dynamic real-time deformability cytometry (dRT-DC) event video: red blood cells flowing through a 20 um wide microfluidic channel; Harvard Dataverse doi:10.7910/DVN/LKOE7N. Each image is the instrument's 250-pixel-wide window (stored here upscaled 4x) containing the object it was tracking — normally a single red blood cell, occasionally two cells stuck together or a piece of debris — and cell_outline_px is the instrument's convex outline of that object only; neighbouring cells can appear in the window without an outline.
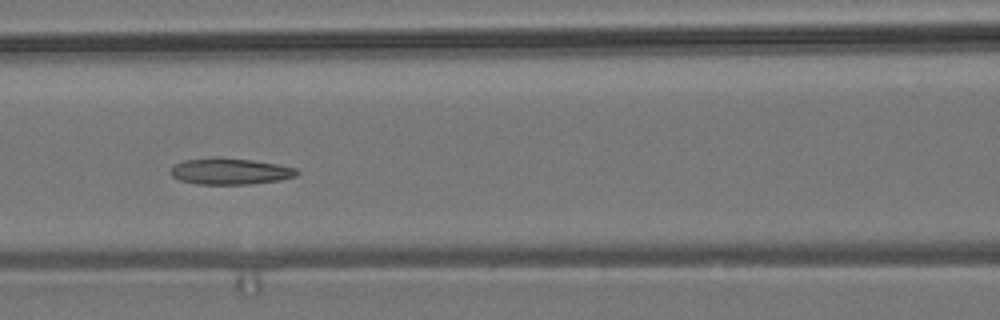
{"species": "common noctule bat (a hibernating species)", "species_latin": "Nyctalus noctula", "temperature_condition": "room temperature", "stored_images_in_passage": 8, "camera_frame_rate_fps": 3000, "um_per_image_px": 0.085, "animal": {"sex": "male", "body_mass_g": 19.2, "forearm_length_mm": 51.8}, "frame": {"image": 1, "passage_image": 7, "time_ms": 7.333, "image_size_px": [1000, 320], "cell_outline_px": [[300, 172], [296, 176], [280, 180], [252, 184], [196, 184], [180, 180], [172, 176], [172, 168], [176, 164], [184, 160], [212, 156], [220, 156], [252, 160], [276, 164], [296, 168]], "centroid_in_image_um": [19.57, 14.55], "position_along_channel_um": 147.0, "area_um2": 19.54}}
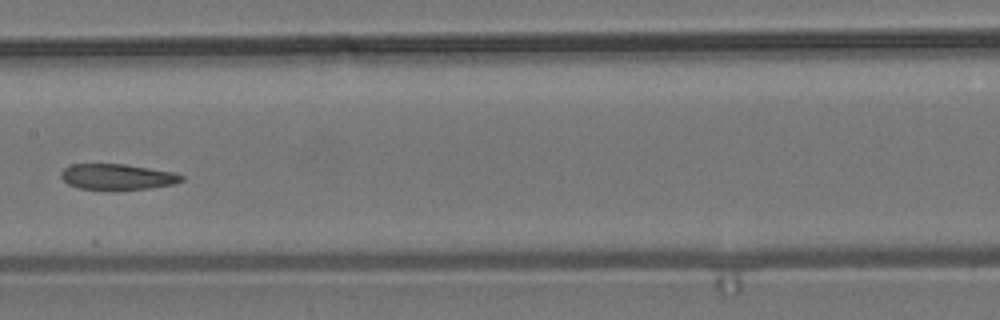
{"frame": {"image": 2, "passage_image": 8, "time_ms": 8.667, "image_size_px": [1000, 320], "cell_outline_px": [[184, 180], [172, 184], [148, 188], [116, 192], [80, 188], [68, 184], [60, 176], [60, 172], [64, 168], [72, 164], [124, 164], [172, 172], [184, 176]], "centroid_in_image_um": [9.93, 15.06], "position_along_channel_um": 197.5, "area_um2": 18.44}}